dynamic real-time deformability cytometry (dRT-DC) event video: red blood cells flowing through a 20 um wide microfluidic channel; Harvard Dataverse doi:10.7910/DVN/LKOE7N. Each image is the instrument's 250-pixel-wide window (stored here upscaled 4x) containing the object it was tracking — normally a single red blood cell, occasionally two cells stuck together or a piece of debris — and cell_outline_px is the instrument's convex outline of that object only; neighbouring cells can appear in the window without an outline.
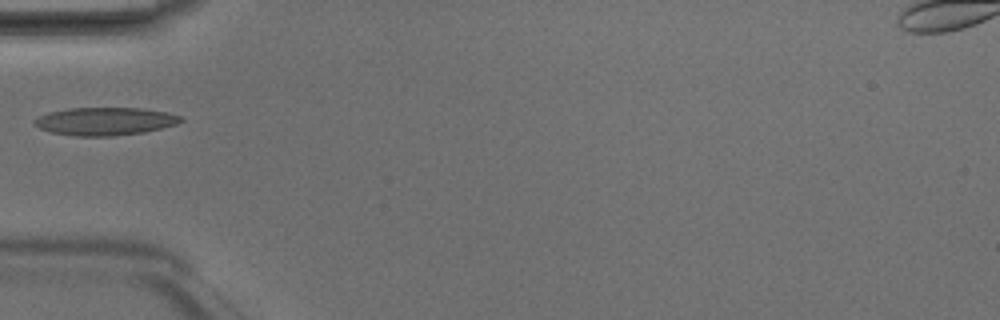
{"species": "Egyptian fruit bat (a non-hibernating species)", "species_latin": "Rousettus aegyptiacus", "temperature_condition": "room temperature", "stored_images_in_passage": 3, "camera_frame_rate_fps": 3000, "um_per_image_px": 0.085, "animal": {"sex": "male"}, "frame": {"image": 1, "passage_image": 1, "time_ms": 0.0, "image_size_px": [1000, 320], "cell_outline_px": [[184, 120], [176, 124], [144, 132], [112, 136], [76, 136], [52, 132], [40, 128], [32, 124], [32, 120], [48, 112], [68, 108], [140, 108], [168, 112], [180, 116]], "centroid_in_image_um": [8.9, 10.3], "position_along_channel_um": 76.1, "area_um2": 23.76}}